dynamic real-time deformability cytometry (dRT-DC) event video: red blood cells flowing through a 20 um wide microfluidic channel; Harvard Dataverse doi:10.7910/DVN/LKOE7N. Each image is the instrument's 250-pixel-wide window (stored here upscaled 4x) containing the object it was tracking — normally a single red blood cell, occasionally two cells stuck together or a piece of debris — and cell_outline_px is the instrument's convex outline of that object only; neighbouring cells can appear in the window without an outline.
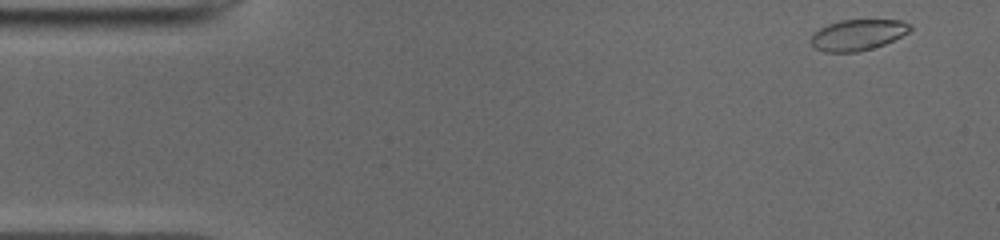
{"species": "common noctule bat (a hibernating species)", "species_latin": "Nyctalus noctula", "temperature_condition": "cold", "stored_images_in_passage": 49, "camera_frame_rate_fps": 3000, "um_per_image_px": 0.085, "animal": {"sex": "male", "body_mass_g": 19.0, "forearm_length_mm": 50.8}, "frame": {"image": 1, "passage_image": 1, "time_ms": 0.0, "image_size_px": [1000, 240], "cell_outline_px": [[912, 28], [908, 32], [884, 44], [872, 48], [856, 52], [824, 52], [816, 48], [812, 44], [812, 32], [828, 24], [840, 20], [900, 20], [912, 24]], "centroid_in_image_um": [72.9, 2.95], "position_along_channel_um": 12.1, "area_um2": 17.74}}
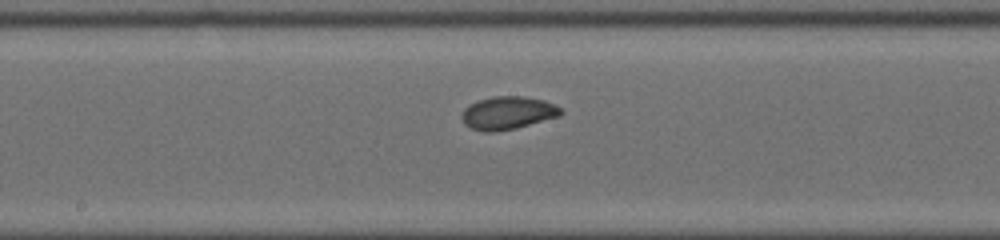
{"frame": {"image": 2, "passage_image": 24, "time_ms": 7.667, "image_size_px": [1000, 240], "cell_outline_px": [[564, 112], [560, 116], [516, 128], [496, 132], [484, 132], [472, 128], [464, 124], [460, 116], [464, 108], [476, 100], [492, 96], [524, 96], [544, 100], [560, 108]], "centroid_in_image_um": [43.13, 9.6], "position_along_channel_um": 205.1, "area_um2": 19.19}}
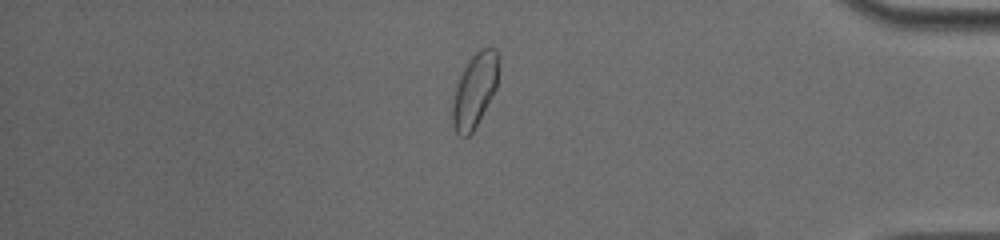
{"frame": {"image": 3, "passage_image": 41, "time_ms": 13.333, "image_size_px": [1000, 240], "cell_outline_px": [[496, 88], [472, 132], [468, 136], [460, 136], [456, 132], [452, 124], [452, 104], [456, 88], [460, 76], [468, 60], [480, 48], [496, 48]], "centroid_in_image_um": [40.3, 7.7], "position_along_channel_um": 394.9, "area_um2": 19.07}, "authors_computed_cell_mechanics": {"area_um2": 18.6116, "velocity_mm_per_s": 3.9363, "shape_relaxation_time_tau1_ms": 2.6784, "shape_relaxation_time_tau2_ms": 1.3337, "deformation_change_tau1": 0.1015, "deformation_change_tau2": 0.0317}}